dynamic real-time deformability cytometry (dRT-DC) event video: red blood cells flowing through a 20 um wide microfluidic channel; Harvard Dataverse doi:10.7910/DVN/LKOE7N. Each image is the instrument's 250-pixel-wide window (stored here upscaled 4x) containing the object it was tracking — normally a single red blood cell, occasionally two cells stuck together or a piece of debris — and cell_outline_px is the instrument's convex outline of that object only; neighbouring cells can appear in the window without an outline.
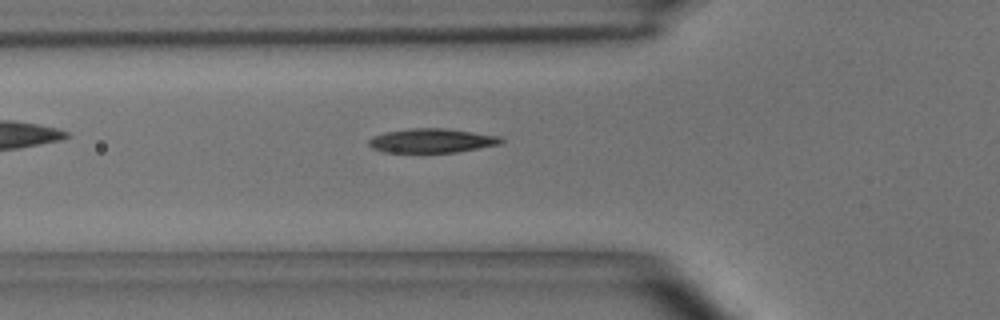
{"species": "common noctule bat (a hibernating species)", "species_latin": "Nyctalus noctula", "temperature_condition": "room temperature", "stored_images_in_passage": 43, "camera_frame_rate_fps": 3000, "um_per_image_px": 0.085, "animal": {"sex": "male", "body_mass_g": 15.6}, "frame": {"image": 1, "passage_image": 7, "time_ms": 2.0, "image_size_px": [1000, 320], "cell_outline_px": [[504, 140], [500, 144], [456, 152], [384, 152], [372, 148], [368, 144], [368, 140], [372, 136], [384, 132], [408, 128], [448, 128], [500, 136]], "centroid_in_image_um": [36.68, 11.94], "position_along_channel_um": 89.1, "area_um2": 18.73}}
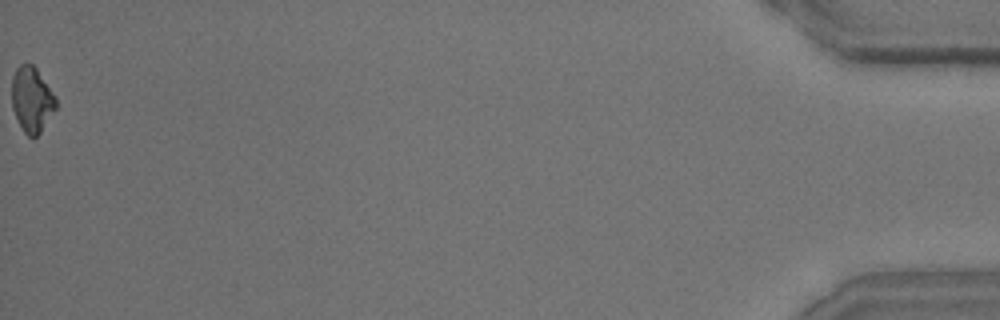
{"frame": {"image": 2, "passage_image": 43, "time_ms": 14.0, "image_size_px": [1000, 320], "cell_outline_px": [[56, 108], [40, 132], [32, 140], [24, 132], [12, 108], [12, 76], [16, 68], [20, 64], [32, 64], [36, 68], [56, 96]], "centroid_in_image_um": [2.7, 8.46], "position_along_channel_um": 432.5, "area_um2": 16.7}, "authors_computed_cell_mechanics": {"area_um2": 18.207, "velocity_mm_per_s": 3.6698, "shape_relaxation_time_tau1_ms": 4.4555, "shape_relaxation_time_tau2_ms": 3.8717, "deformation_change_tau1": 0.1545, "deformation_change_tau2": 0.1232}}